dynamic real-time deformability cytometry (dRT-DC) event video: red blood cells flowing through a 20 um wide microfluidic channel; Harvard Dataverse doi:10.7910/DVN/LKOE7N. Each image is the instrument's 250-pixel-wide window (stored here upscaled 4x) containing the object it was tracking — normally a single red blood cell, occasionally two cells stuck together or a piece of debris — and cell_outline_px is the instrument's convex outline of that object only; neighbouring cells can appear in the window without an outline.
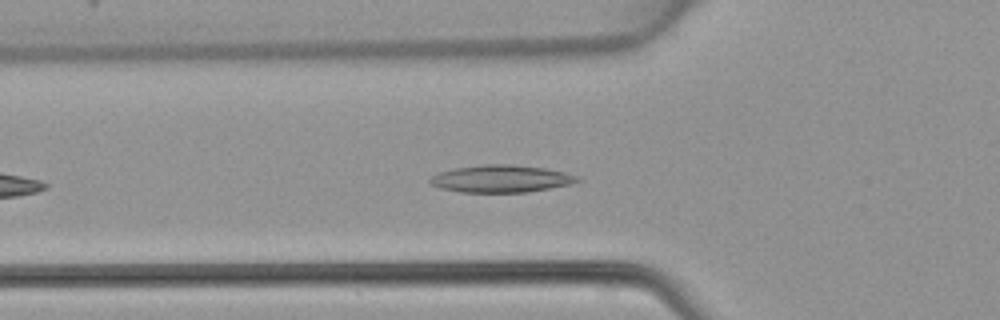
{"species": "common noctule bat (a hibernating species)", "species_latin": "Nyctalus noctula", "temperature_condition": "warm", "stored_images_in_passage": 17, "camera_frame_rate_fps": 3000, "um_per_image_px": 0.085, "animal": {"sex": "female", "body_mass_g": 22.7, "forearm_length_mm": 54.2}, "frame": {"image": 1, "passage_image": 7, "time_ms": 2.0, "image_size_px": [1000, 320], "cell_outline_px": [[580, 180], [572, 184], [528, 192], [460, 192], [440, 188], [428, 184], [428, 180], [432, 176], [440, 172], [456, 168], [484, 164], [508, 164], [544, 168], [564, 172], [576, 176]], "centroid_in_image_um": [42.56, 15.2], "position_along_channel_um": 83.2, "area_um2": 23.35}}
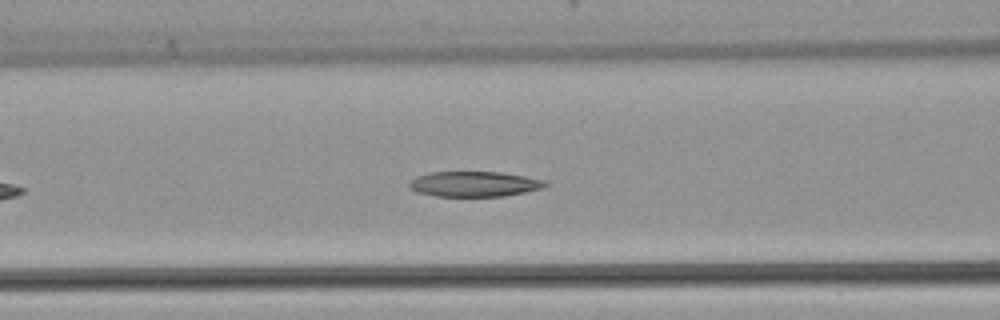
{"frame": {"image": 2, "passage_image": 10, "time_ms": 3.0, "image_size_px": [1000, 320], "cell_outline_px": [[548, 184], [544, 188], [504, 196], [436, 196], [416, 192], [408, 188], [408, 184], [416, 176], [432, 172], [500, 172], [548, 180]], "centroid_in_image_um": [40.32, 15.64], "position_along_channel_um": 126.3, "area_um2": 20.11}}
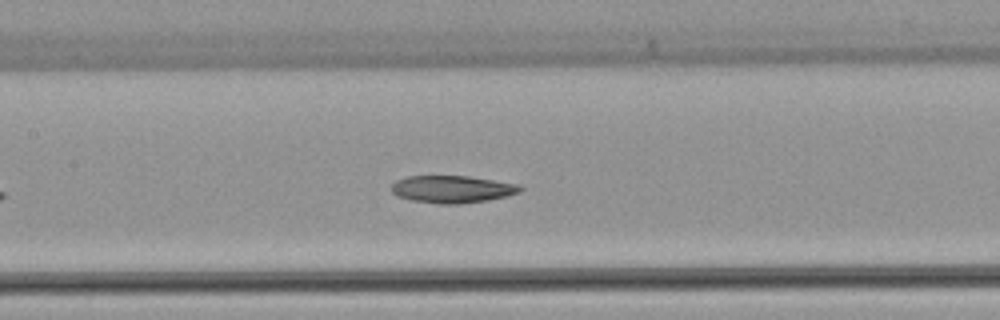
{"frame": {"image": 3, "passage_image": 13, "time_ms": 4.0, "image_size_px": [1000, 320], "cell_outline_px": [[524, 188], [520, 192], [508, 196], [488, 200], [456, 204], [440, 204], [412, 200], [396, 196], [392, 192], [392, 184], [396, 180], [408, 176], [468, 176], [520, 184]], "centroid_in_image_um": [38.47, 16.08], "position_along_channel_um": 168.9, "area_um2": 20.58}}